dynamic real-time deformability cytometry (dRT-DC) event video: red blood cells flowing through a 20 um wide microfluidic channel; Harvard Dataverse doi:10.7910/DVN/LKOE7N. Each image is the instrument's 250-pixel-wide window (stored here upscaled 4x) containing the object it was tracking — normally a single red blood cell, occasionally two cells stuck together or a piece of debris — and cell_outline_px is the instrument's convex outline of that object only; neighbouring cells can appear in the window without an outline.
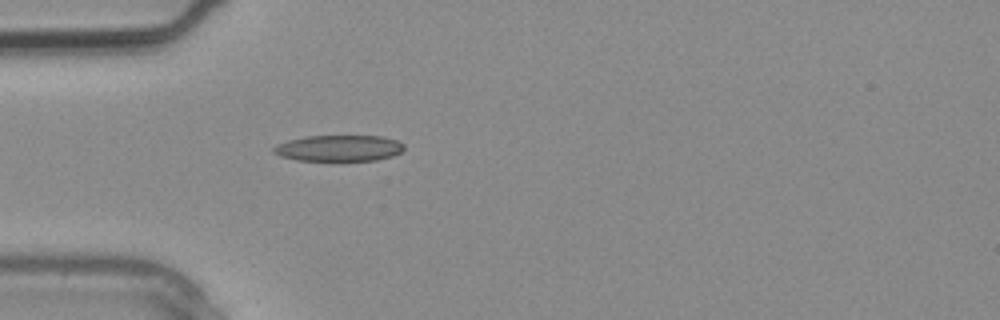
{"species": "common noctule bat (a hibernating species)", "species_latin": "Nyctalus noctula", "temperature_condition": "warm", "stored_images_in_passage": 2, "camera_frame_rate_fps": 3000, "um_per_image_px": 0.085, "animal": {"sex": "male", "body_mass_g": 20.4}, "frame": {"image": 1, "passage_image": 2, "time_ms": 0.333, "image_size_px": [1000, 320], "cell_outline_px": [[404, 148], [400, 152], [392, 156], [376, 160], [344, 164], [332, 164], [296, 160], [280, 156], [272, 152], [272, 148], [276, 144], [288, 140], [304, 136], [380, 136], [396, 140], [404, 144]], "centroid_in_image_um": [28.76, 12.66], "position_along_channel_um": 56.2, "area_um2": 21.15}}